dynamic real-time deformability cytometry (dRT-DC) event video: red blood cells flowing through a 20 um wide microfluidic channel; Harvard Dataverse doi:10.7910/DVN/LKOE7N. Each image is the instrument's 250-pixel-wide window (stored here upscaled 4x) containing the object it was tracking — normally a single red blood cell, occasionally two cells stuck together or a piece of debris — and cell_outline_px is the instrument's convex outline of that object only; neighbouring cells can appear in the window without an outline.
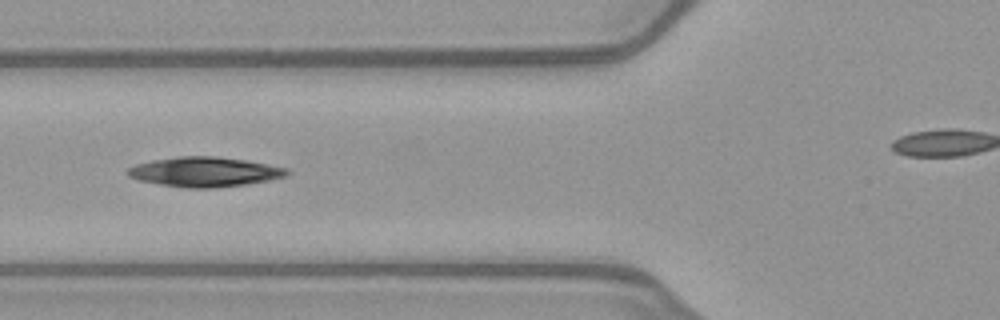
{"species": "common noctule bat (a hibernating species)", "species_latin": "Nyctalus noctula", "temperature_condition": "warm", "stored_images_in_passage": 16, "camera_frame_rate_fps": 3000, "um_per_image_px": 0.085, "animal": {"sex": "female", "body_mass_g": 21.9}, "frame": {"image": 1, "passage_image": 10, "time_ms": 3.0, "image_size_px": [1000, 320], "cell_outline_px": [[292, 172], [288, 176], [248, 184], [212, 188], [188, 188], [160, 184], [136, 180], [128, 176], [128, 168], [136, 164], [152, 160], [180, 156], [212, 156], [244, 160], [288, 168]], "centroid_in_image_um": [17.41, 14.61], "position_along_channel_um": 108.4, "area_um2": 27.57}}